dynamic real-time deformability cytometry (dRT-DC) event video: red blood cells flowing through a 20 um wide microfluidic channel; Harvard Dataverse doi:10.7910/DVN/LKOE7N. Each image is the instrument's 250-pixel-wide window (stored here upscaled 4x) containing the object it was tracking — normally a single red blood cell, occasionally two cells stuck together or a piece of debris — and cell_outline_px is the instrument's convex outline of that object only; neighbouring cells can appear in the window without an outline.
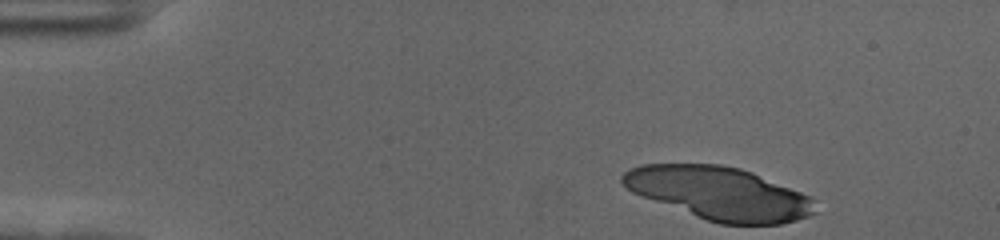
{"species": "human", "species_latin": "Homo sapiens", "temperature_condition": "cold", "stored_images_in_passage": 49, "camera_frame_rate_fps": 3000, "um_per_image_px": 0.085, "donor": {"sex": "female"}, "frame": {"image": 1, "passage_image": 1, "time_ms": 0.0, "image_size_px": [1000, 240], "cell_outline_px": [[816, 212], [808, 216], [796, 220], [780, 224], [720, 224], [696, 216], [632, 192], [620, 180], [620, 176], [628, 168], [640, 164], [720, 164], [740, 168], [752, 172], [812, 196]], "centroid_in_image_um": [61.14, 16.42], "position_along_channel_um": 23.9, "area_um2": 59.13}}
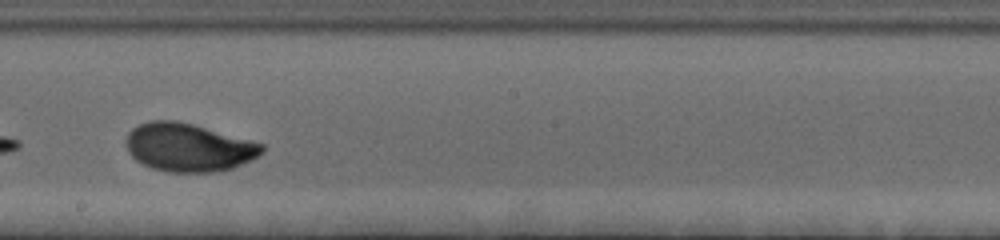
{"frame": {"image": 2, "passage_image": 27, "time_ms": 8.667, "image_size_px": [1000, 240], "cell_outline_px": [[264, 152], [232, 168], [216, 172], [168, 172], [152, 168], [136, 160], [128, 152], [128, 132], [132, 128], [140, 124], [152, 120], [176, 120], [192, 124], [264, 144]], "centroid_in_image_um": [16.01, 12.53], "position_along_channel_um": 232.2, "area_um2": 37.69}}
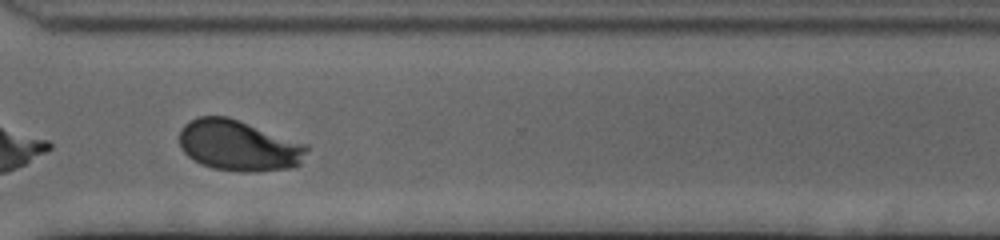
{"frame": {"image": 3, "passage_image": 37, "time_ms": 12.0, "image_size_px": [1000, 240], "cell_outline_px": [[308, 148], [300, 164], [296, 168], [252, 172], [240, 172], [212, 168], [200, 164], [188, 156], [180, 148], [180, 128], [184, 124], [196, 116], [228, 116], [308, 144]], "centroid_in_image_um": [20.29, 12.37], "position_along_channel_um": 350.3, "area_um2": 38.21}, "authors_computed_cell_mechanics": {"area_um2": 37.6856, "velocity_mm_per_s": 3.5364, "shape_relaxation_time_tau1_ms": 3.2281, "shape_relaxation_time_tau2_ms": 1.0965, "deformation_change_tau1": 0.1566, "deformation_change_tau2": 0.0454}}